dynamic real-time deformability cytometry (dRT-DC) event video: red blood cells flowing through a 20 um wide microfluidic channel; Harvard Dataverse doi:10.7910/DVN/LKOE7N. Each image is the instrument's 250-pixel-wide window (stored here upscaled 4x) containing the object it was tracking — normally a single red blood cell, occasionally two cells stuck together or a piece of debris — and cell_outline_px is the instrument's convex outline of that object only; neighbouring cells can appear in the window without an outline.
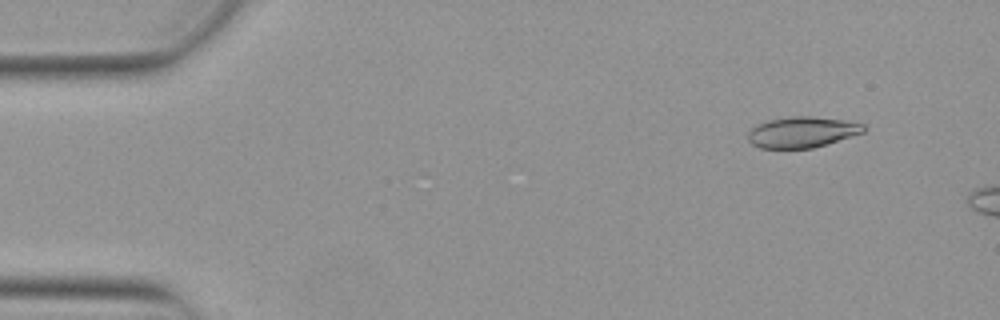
{"species": "Egyptian fruit bat (a non-hibernating species)", "species_latin": "Rousettus aegyptiacus", "temperature_condition": "warm", "stored_images_in_passage": 6, "camera_frame_rate_fps": 3000, "um_per_image_px": 0.085, "animal": {"sex": "female"}, "frame": {"image": 1, "passage_image": 5, "time_ms": 1.333, "image_size_px": [1000, 320], "cell_outline_px": [[864, 132], [812, 148], [760, 148], [752, 144], [748, 140], [748, 132], [756, 124], [768, 120], [792, 116], [812, 116], [844, 120], [864, 124]], "centroid_in_image_um": [68.14, 11.22], "position_along_channel_um": 16.9, "area_um2": 20.63}}